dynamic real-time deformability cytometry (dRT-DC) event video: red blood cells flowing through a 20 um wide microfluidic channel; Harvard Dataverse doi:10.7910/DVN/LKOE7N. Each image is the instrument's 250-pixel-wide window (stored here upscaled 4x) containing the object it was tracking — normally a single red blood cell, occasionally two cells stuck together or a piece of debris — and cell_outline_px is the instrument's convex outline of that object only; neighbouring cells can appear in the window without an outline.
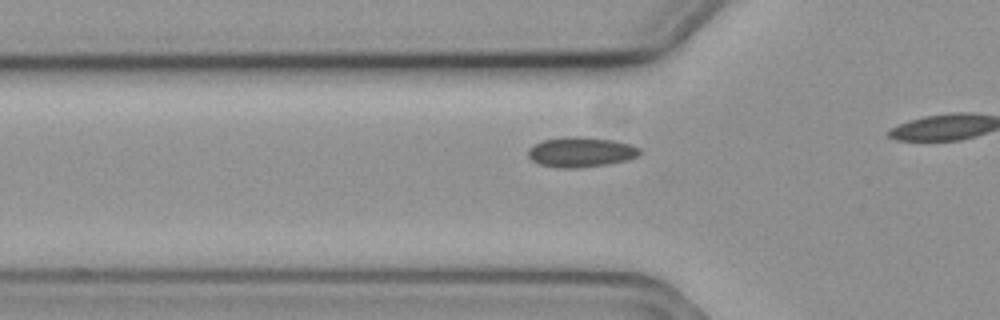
{"species": "common noctule bat (a hibernating species)", "species_latin": "Nyctalus noctula", "temperature_condition": "cold", "stored_images_in_passage": 10, "camera_frame_rate_fps": 3000, "um_per_image_px": 0.085, "animal": {"sex": "female", "body_mass_g": 19.3, "forearm_length_mm": 54.1}, "frame": {"image": 1, "passage_image": 4, "time_ms": 1.0, "image_size_px": [1000, 320], "cell_outline_px": [[640, 156], [628, 160], [608, 164], [576, 168], [556, 168], [540, 164], [532, 160], [528, 156], [528, 148], [532, 144], [540, 140], [564, 136], [576, 136], [616, 140], [632, 144], [640, 148]], "centroid_in_image_um": [49.37, 12.91], "position_along_channel_um": 76.4, "area_um2": 20.0}}
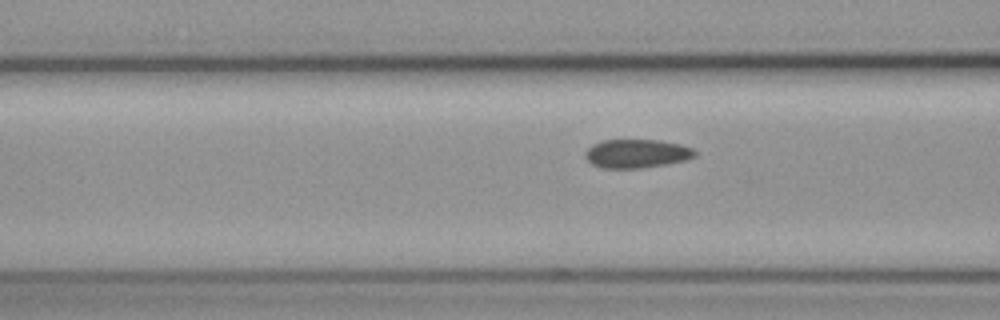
{"frame": {"image": 2, "passage_image": 7, "time_ms": 2.0, "image_size_px": [1000, 320], "cell_outline_px": [[696, 156], [684, 160], [664, 164], [636, 168], [604, 168], [592, 164], [584, 156], [584, 152], [592, 144], [604, 140], [660, 140], [680, 144], [692, 148], [696, 152]], "centroid_in_image_um": [54.09, 13.04], "position_along_channel_um": 112.5, "area_um2": 18.15}}